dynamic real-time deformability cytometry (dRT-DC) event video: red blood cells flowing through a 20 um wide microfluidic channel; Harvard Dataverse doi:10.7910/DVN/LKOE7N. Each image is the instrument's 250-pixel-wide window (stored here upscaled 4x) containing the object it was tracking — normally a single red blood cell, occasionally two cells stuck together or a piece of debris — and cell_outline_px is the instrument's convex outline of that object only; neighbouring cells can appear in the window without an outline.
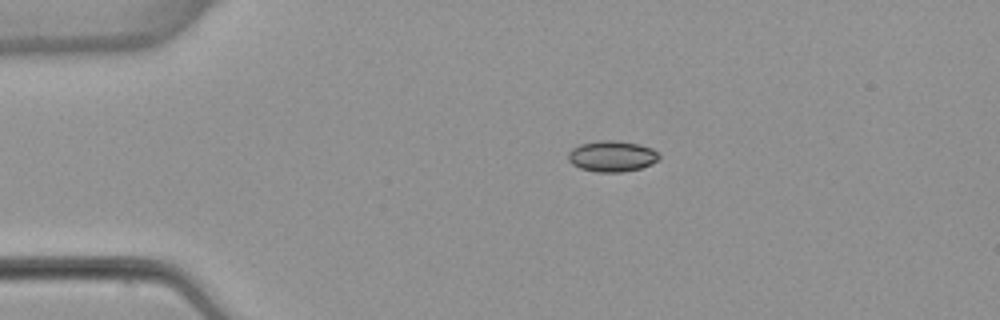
{"species": "common noctule bat (a hibernating species)", "species_latin": "Nyctalus noctula", "temperature_condition": "warm", "stored_images_in_passage": 4, "camera_frame_rate_fps": 3000, "um_per_image_px": 0.085, "animal": {"sex": "female", "body_mass_g": 22.7, "forearm_length_mm": 54.2}, "frame": {"image": 1, "passage_image": 3, "time_ms": 2.333, "image_size_px": [1000, 320], "cell_outline_px": [[660, 160], [652, 164], [640, 168], [624, 172], [596, 172], [580, 168], [572, 164], [568, 160], [568, 152], [572, 148], [580, 144], [596, 140], [616, 140], [640, 144], [652, 148], [660, 152]], "centroid_in_image_um": [52.05, 13.27], "position_along_channel_um": 33.0, "area_um2": 16.76}}